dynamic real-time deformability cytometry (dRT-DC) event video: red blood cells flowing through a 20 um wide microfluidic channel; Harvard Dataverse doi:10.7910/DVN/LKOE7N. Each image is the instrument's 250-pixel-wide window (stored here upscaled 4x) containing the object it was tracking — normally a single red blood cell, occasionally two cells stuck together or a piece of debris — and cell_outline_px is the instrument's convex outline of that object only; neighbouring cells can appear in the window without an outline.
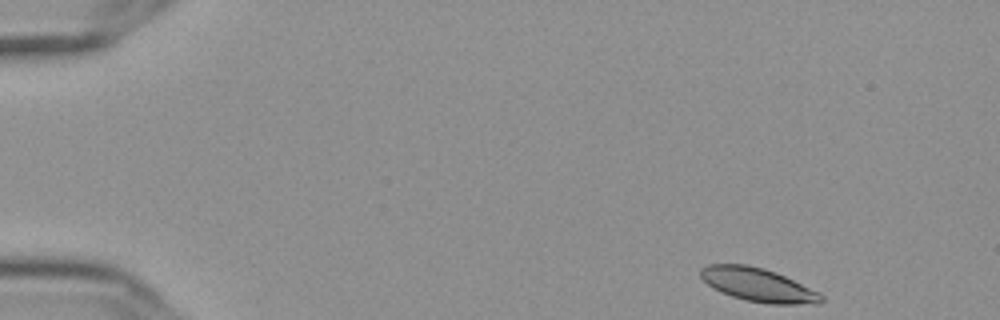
{"species": "Egyptian fruit bat (a non-hibernating species)", "species_latin": "Rousettus aegyptiacus", "temperature_condition": "cold", "stored_images_in_passage": 51, "camera_frame_rate_fps": 3000, "um_per_image_px": 0.085, "frame": {"image": 1, "passage_image": 1, "time_ms": 0.0, "image_size_px": [1000, 320], "cell_outline_px": [[824, 300], [820, 304], [768, 304], [744, 300], [720, 292], [712, 288], [700, 276], [700, 268], [708, 264], [744, 264], [764, 268], [776, 272], [820, 292], [824, 296]], "centroid_in_image_um": [64.46, 24.22], "position_along_channel_um": 20.5, "area_um2": 23.81}}
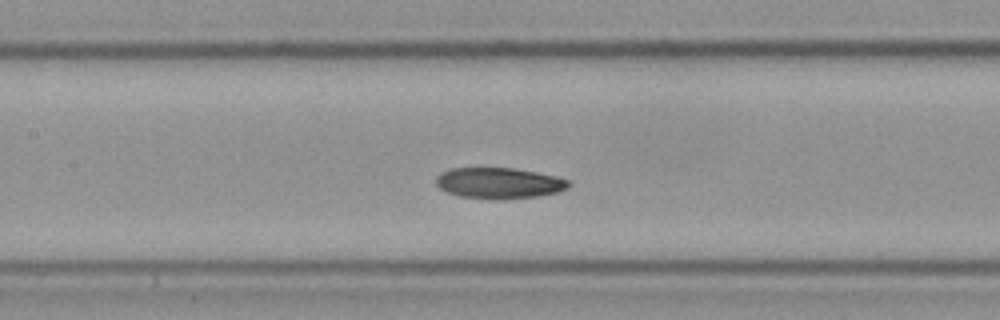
{"frame": {"image": 2, "passage_image": 22, "time_ms": 7.0, "image_size_px": [1000, 320], "cell_outline_px": [[572, 184], [568, 188], [556, 192], [536, 196], [504, 200], [492, 200], [460, 196], [448, 192], [440, 188], [436, 184], [436, 176], [440, 172], [452, 168], [516, 168], [556, 176], [568, 180]], "centroid_in_image_um": [42.41, 15.57], "position_along_channel_um": 165.0, "area_um2": 24.1}}
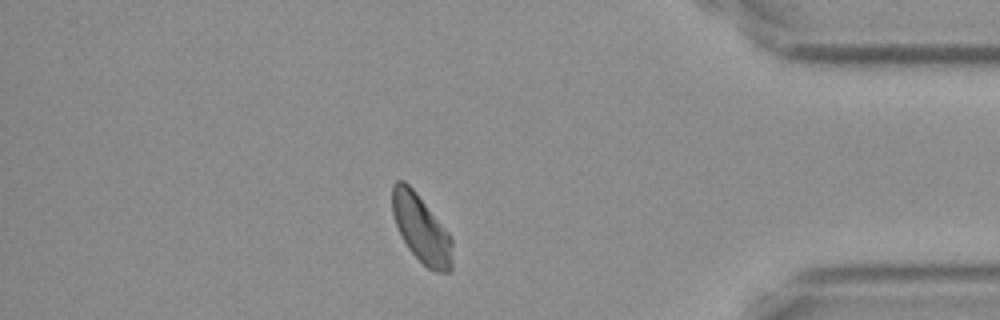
{"frame": {"image": 3, "passage_image": 44, "time_ms": 14.333, "image_size_px": [1000, 320], "cell_outline_px": [[452, 268], [448, 272], [436, 272], [428, 268], [408, 248], [396, 224], [392, 212], [392, 184], [396, 180], [404, 180], [416, 192], [448, 232], [452, 240]], "centroid_in_image_um": [35.8, 19.43], "position_along_channel_um": 399.4, "area_um2": 23.41}, "authors_computed_cell_mechanics": {"area_um2": 23.9292, "velocity_mm_per_s": 3.6051, "shape_relaxation_time_tau1_ms": 6.453, "shape_relaxation_time_tau2_ms": 3.7177, "deformation_change_tau1": 0.1321, "deformation_change_tau2": 0.0774}}